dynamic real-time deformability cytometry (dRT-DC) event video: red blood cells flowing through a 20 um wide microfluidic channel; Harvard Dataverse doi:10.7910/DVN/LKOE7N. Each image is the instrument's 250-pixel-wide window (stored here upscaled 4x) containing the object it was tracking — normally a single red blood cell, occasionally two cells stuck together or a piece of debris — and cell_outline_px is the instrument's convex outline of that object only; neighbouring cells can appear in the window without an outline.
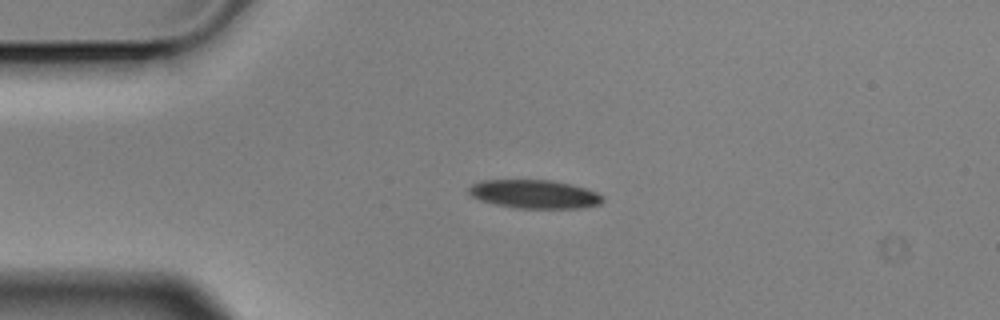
{"species": "Egyptian fruit bat (a non-hibernating species)", "species_latin": "Rousettus aegyptiacus", "temperature_condition": "cold", "stored_images_in_passage": 4, "camera_frame_rate_fps": 3000, "um_per_image_px": 0.085, "animal": {"sex": "male"}, "frame": {"image": 1, "passage_image": 2, "time_ms": 0.333, "image_size_px": [1000, 320], "cell_outline_px": [[604, 200], [600, 204], [580, 208], [520, 208], [496, 204], [480, 200], [472, 196], [468, 192], [468, 188], [472, 184], [480, 180], [552, 180], [572, 184], [596, 192], [604, 196]], "centroid_in_image_um": [45.44, 16.49], "position_along_channel_um": 39.6, "area_um2": 22.25}}
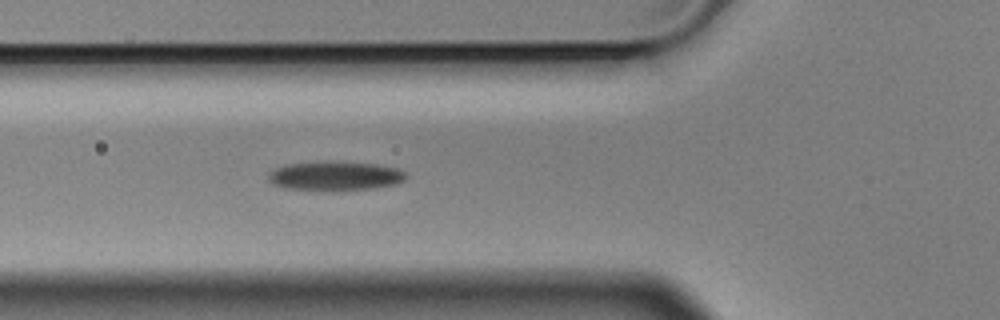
{"frame": {"image": 2, "passage_image": 4, "time_ms": 1.0, "image_size_px": [1000, 320], "cell_outline_px": [[408, 176], [404, 180], [396, 184], [376, 188], [284, 188], [272, 184], [268, 180], [268, 172], [284, 164], [328, 160], [376, 164], [396, 168], [404, 172]], "centroid_in_image_um": [28.47, 14.9], "position_along_channel_um": 97.3, "area_um2": 22.95}}